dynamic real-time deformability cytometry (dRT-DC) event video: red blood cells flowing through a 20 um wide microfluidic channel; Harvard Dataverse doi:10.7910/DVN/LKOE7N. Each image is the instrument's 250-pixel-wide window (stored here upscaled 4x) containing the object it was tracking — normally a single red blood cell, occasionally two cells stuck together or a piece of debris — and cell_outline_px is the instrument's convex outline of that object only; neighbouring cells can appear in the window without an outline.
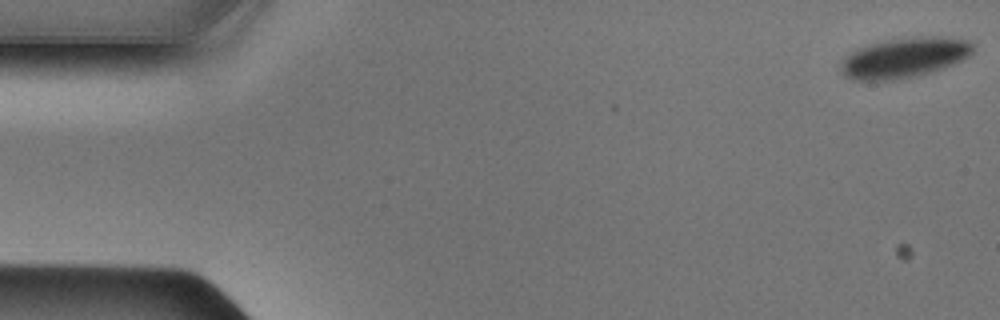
{"species": "Egyptian fruit bat (a non-hibernating species)", "species_latin": "Rousettus aegyptiacus", "temperature_condition": "cold", "stored_images_in_passage": 49, "camera_frame_rate_fps": 3000, "um_per_image_px": 0.085, "animal": {"sex": "male"}, "frame": {"image": 1, "passage_image": 1, "time_ms": 0.0, "image_size_px": [1000, 320], "cell_outline_px": [[972, 56], [964, 60], [944, 68], [932, 72], [916, 76], [892, 80], [852, 80], [844, 76], [840, 68], [840, 64], [852, 52], [860, 48], [872, 44], [888, 40], [932, 36], [940, 36], [968, 40], [972, 44]], "centroid_in_image_um": [76.92, 4.92], "position_along_channel_um": 8.1, "area_um2": 30.63}}
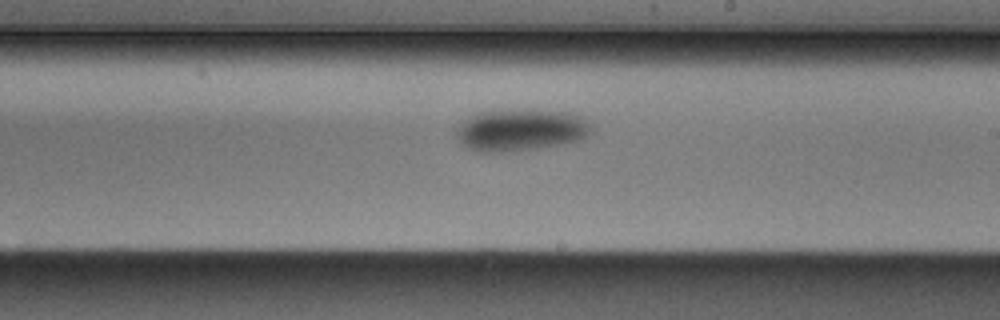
{"frame": {"image": 2, "passage_image": 28, "time_ms": 9.0, "image_size_px": [1000, 320], "cell_outline_px": [[596, 128], [588, 136], [580, 140], [564, 144], [540, 148], [512, 152], [480, 152], [468, 148], [460, 144], [456, 136], [456, 128], [464, 120], [476, 112], [512, 108], [540, 108], [568, 112], [584, 116]], "centroid_in_image_um": [44.32, 11.02], "position_along_channel_um": 244.7, "area_um2": 34.62}}
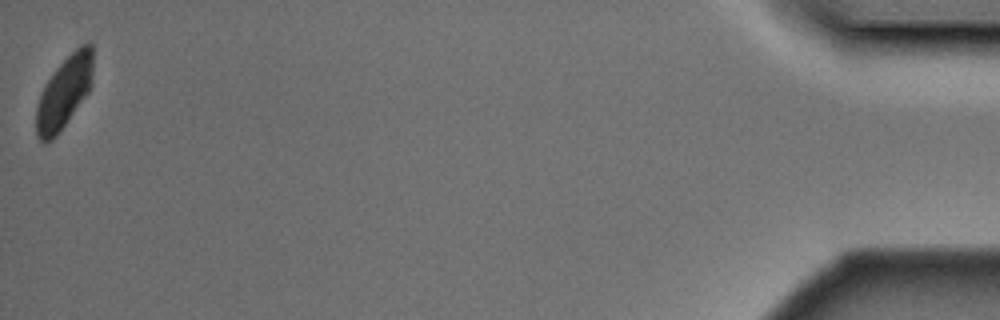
{"frame": {"image": 3, "passage_image": 49, "time_ms": 16.0, "image_size_px": [1000, 320], "cell_outline_px": [[92, 84], [88, 92], [56, 136], [52, 140], [44, 144], [36, 136], [36, 108], [40, 92], [44, 84], [56, 68], [80, 44], [88, 40], [92, 44]], "centroid_in_image_um": [5.44, 7.84], "position_along_channel_um": 429.8, "area_um2": 23.81}}